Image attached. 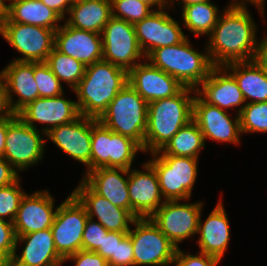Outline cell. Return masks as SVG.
Instances as JSON below:
<instances>
[{"mask_svg":"<svg viewBox=\"0 0 267 266\" xmlns=\"http://www.w3.org/2000/svg\"><path fill=\"white\" fill-rule=\"evenodd\" d=\"M152 155L148 162L157 173L164 201L189 199L198 173V159L156 152Z\"/></svg>","mask_w":267,"mask_h":266,"instance_id":"cell-7","label":"cell"},{"mask_svg":"<svg viewBox=\"0 0 267 266\" xmlns=\"http://www.w3.org/2000/svg\"><path fill=\"white\" fill-rule=\"evenodd\" d=\"M69 18L65 21L76 29L101 34L112 17L111 0H86L70 7Z\"/></svg>","mask_w":267,"mask_h":266,"instance_id":"cell-28","label":"cell"},{"mask_svg":"<svg viewBox=\"0 0 267 266\" xmlns=\"http://www.w3.org/2000/svg\"><path fill=\"white\" fill-rule=\"evenodd\" d=\"M140 1H143L147 4H149L151 7L153 6H157L159 7V9H162V8H165L167 7L168 8V4L167 2H169L168 0H140ZM165 6V7H164Z\"/></svg>","mask_w":267,"mask_h":266,"instance_id":"cell-51","label":"cell"},{"mask_svg":"<svg viewBox=\"0 0 267 266\" xmlns=\"http://www.w3.org/2000/svg\"><path fill=\"white\" fill-rule=\"evenodd\" d=\"M88 218L86 208L73 193L56 208L51 231L56 250L64 261L82 250V235Z\"/></svg>","mask_w":267,"mask_h":266,"instance_id":"cell-8","label":"cell"},{"mask_svg":"<svg viewBox=\"0 0 267 266\" xmlns=\"http://www.w3.org/2000/svg\"><path fill=\"white\" fill-rule=\"evenodd\" d=\"M92 118L80 115L76 120L52 128L46 136L63 152L84 163L91 171Z\"/></svg>","mask_w":267,"mask_h":266,"instance_id":"cell-18","label":"cell"},{"mask_svg":"<svg viewBox=\"0 0 267 266\" xmlns=\"http://www.w3.org/2000/svg\"><path fill=\"white\" fill-rule=\"evenodd\" d=\"M192 49L188 38L171 46L155 49L147 59L154 66L176 78L184 87L197 89L215 67L207 52Z\"/></svg>","mask_w":267,"mask_h":266,"instance_id":"cell-4","label":"cell"},{"mask_svg":"<svg viewBox=\"0 0 267 266\" xmlns=\"http://www.w3.org/2000/svg\"><path fill=\"white\" fill-rule=\"evenodd\" d=\"M6 0H0V28L9 19V4H5ZM9 1V0H8Z\"/></svg>","mask_w":267,"mask_h":266,"instance_id":"cell-49","label":"cell"},{"mask_svg":"<svg viewBox=\"0 0 267 266\" xmlns=\"http://www.w3.org/2000/svg\"><path fill=\"white\" fill-rule=\"evenodd\" d=\"M9 19L6 22H18L36 25L56 31V24L63 18L53 9L48 8L40 0H9Z\"/></svg>","mask_w":267,"mask_h":266,"instance_id":"cell-30","label":"cell"},{"mask_svg":"<svg viewBox=\"0 0 267 266\" xmlns=\"http://www.w3.org/2000/svg\"><path fill=\"white\" fill-rule=\"evenodd\" d=\"M142 166L145 172L128 170L131 214L135 218H150L165 201H162L163 196L156 171L149 162Z\"/></svg>","mask_w":267,"mask_h":266,"instance_id":"cell-16","label":"cell"},{"mask_svg":"<svg viewBox=\"0 0 267 266\" xmlns=\"http://www.w3.org/2000/svg\"><path fill=\"white\" fill-rule=\"evenodd\" d=\"M19 178L17 171L0 157V187L14 183Z\"/></svg>","mask_w":267,"mask_h":266,"instance_id":"cell-44","label":"cell"},{"mask_svg":"<svg viewBox=\"0 0 267 266\" xmlns=\"http://www.w3.org/2000/svg\"><path fill=\"white\" fill-rule=\"evenodd\" d=\"M71 1V4H75V3H79V2H84L86 0H70Z\"/></svg>","mask_w":267,"mask_h":266,"instance_id":"cell-53","label":"cell"},{"mask_svg":"<svg viewBox=\"0 0 267 266\" xmlns=\"http://www.w3.org/2000/svg\"><path fill=\"white\" fill-rule=\"evenodd\" d=\"M101 35L103 45L102 60L129 72L139 64L138 58H145L136 38L134 24L111 17L104 26Z\"/></svg>","mask_w":267,"mask_h":266,"instance_id":"cell-12","label":"cell"},{"mask_svg":"<svg viewBox=\"0 0 267 266\" xmlns=\"http://www.w3.org/2000/svg\"><path fill=\"white\" fill-rule=\"evenodd\" d=\"M0 74L5 80L8 100L14 114H18L38 98V88L34 79V62L12 61ZM12 92L19 96L15 103Z\"/></svg>","mask_w":267,"mask_h":266,"instance_id":"cell-26","label":"cell"},{"mask_svg":"<svg viewBox=\"0 0 267 266\" xmlns=\"http://www.w3.org/2000/svg\"><path fill=\"white\" fill-rule=\"evenodd\" d=\"M34 79L38 88V97H55L64 94L60 80L46 62H34Z\"/></svg>","mask_w":267,"mask_h":266,"instance_id":"cell-36","label":"cell"},{"mask_svg":"<svg viewBox=\"0 0 267 266\" xmlns=\"http://www.w3.org/2000/svg\"><path fill=\"white\" fill-rule=\"evenodd\" d=\"M128 71L101 60L86 66L74 89L80 115L99 119L118 92L128 84Z\"/></svg>","mask_w":267,"mask_h":266,"instance_id":"cell-2","label":"cell"},{"mask_svg":"<svg viewBox=\"0 0 267 266\" xmlns=\"http://www.w3.org/2000/svg\"><path fill=\"white\" fill-rule=\"evenodd\" d=\"M73 260L75 266H109L106 259L92 251L80 250L70 255L65 261Z\"/></svg>","mask_w":267,"mask_h":266,"instance_id":"cell-42","label":"cell"},{"mask_svg":"<svg viewBox=\"0 0 267 266\" xmlns=\"http://www.w3.org/2000/svg\"><path fill=\"white\" fill-rule=\"evenodd\" d=\"M19 241L26 246L21 255L15 251L6 266H61L65 262L56 250L51 228L16 235L15 249Z\"/></svg>","mask_w":267,"mask_h":266,"instance_id":"cell-23","label":"cell"},{"mask_svg":"<svg viewBox=\"0 0 267 266\" xmlns=\"http://www.w3.org/2000/svg\"><path fill=\"white\" fill-rule=\"evenodd\" d=\"M119 171V172H118ZM127 178L123 177L121 174ZM82 180L99 196L131 213L128 191V169L102 167L89 171Z\"/></svg>","mask_w":267,"mask_h":266,"instance_id":"cell-25","label":"cell"},{"mask_svg":"<svg viewBox=\"0 0 267 266\" xmlns=\"http://www.w3.org/2000/svg\"><path fill=\"white\" fill-rule=\"evenodd\" d=\"M194 88L184 87L173 97L148 103L144 152L161 150L165 144L193 119Z\"/></svg>","mask_w":267,"mask_h":266,"instance_id":"cell-3","label":"cell"},{"mask_svg":"<svg viewBox=\"0 0 267 266\" xmlns=\"http://www.w3.org/2000/svg\"><path fill=\"white\" fill-rule=\"evenodd\" d=\"M197 87L196 93L208 104L225 108L245 105V98L235 78L223 66H215L209 76Z\"/></svg>","mask_w":267,"mask_h":266,"instance_id":"cell-24","label":"cell"},{"mask_svg":"<svg viewBox=\"0 0 267 266\" xmlns=\"http://www.w3.org/2000/svg\"><path fill=\"white\" fill-rule=\"evenodd\" d=\"M237 0H235V2L233 4H245V2H249L251 4H253L255 7H257V9H259L260 13L264 16V6H265V1L266 0H241V2H236Z\"/></svg>","mask_w":267,"mask_h":266,"instance_id":"cell-50","label":"cell"},{"mask_svg":"<svg viewBox=\"0 0 267 266\" xmlns=\"http://www.w3.org/2000/svg\"><path fill=\"white\" fill-rule=\"evenodd\" d=\"M128 234L134 250V266L173 264L177 247L160 231L151 218H136Z\"/></svg>","mask_w":267,"mask_h":266,"instance_id":"cell-9","label":"cell"},{"mask_svg":"<svg viewBox=\"0 0 267 266\" xmlns=\"http://www.w3.org/2000/svg\"><path fill=\"white\" fill-rule=\"evenodd\" d=\"M54 47L63 54L82 62L85 66L103 58L102 35L76 29L67 23L55 31Z\"/></svg>","mask_w":267,"mask_h":266,"instance_id":"cell-21","label":"cell"},{"mask_svg":"<svg viewBox=\"0 0 267 266\" xmlns=\"http://www.w3.org/2000/svg\"><path fill=\"white\" fill-rule=\"evenodd\" d=\"M48 8L53 9L63 19H65V13H69L70 7L72 6L70 0H40Z\"/></svg>","mask_w":267,"mask_h":266,"instance_id":"cell-47","label":"cell"},{"mask_svg":"<svg viewBox=\"0 0 267 266\" xmlns=\"http://www.w3.org/2000/svg\"><path fill=\"white\" fill-rule=\"evenodd\" d=\"M165 201L150 217L160 231L178 248L186 238L198 233L203 203Z\"/></svg>","mask_w":267,"mask_h":266,"instance_id":"cell-13","label":"cell"},{"mask_svg":"<svg viewBox=\"0 0 267 266\" xmlns=\"http://www.w3.org/2000/svg\"><path fill=\"white\" fill-rule=\"evenodd\" d=\"M237 110L242 134L267 133V102L245 103Z\"/></svg>","mask_w":267,"mask_h":266,"instance_id":"cell-34","label":"cell"},{"mask_svg":"<svg viewBox=\"0 0 267 266\" xmlns=\"http://www.w3.org/2000/svg\"><path fill=\"white\" fill-rule=\"evenodd\" d=\"M37 128L26 124L17 114L8 116L3 158L21 171L36 165L43 157L45 141Z\"/></svg>","mask_w":267,"mask_h":266,"instance_id":"cell-10","label":"cell"},{"mask_svg":"<svg viewBox=\"0 0 267 266\" xmlns=\"http://www.w3.org/2000/svg\"><path fill=\"white\" fill-rule=\"evenodd\" d=\"M230 3L219 16L205 48L214 66L252 61L259 44L255 36L257 28L246 4Z\"/></svg>","mask_w":267,"mask_h":266,"instance_id":"cell-1","label":"cell"},{"mask_svg":"<svg viewBox=\"0 0 267 266\" xmlns=\"http://www.w3.org/2000/svg\"><path fill=\"white\" fill-rule=\"evenodd\" d=\"M253 61L267 76V36L259 42Z\"/></svg>","mask_w":267,"mask_h":266,"instance_id":"cell-45","label":"cell"},{"mask_svg":"<svg viewBox=\"0 0 267 266\" xmlns=\"http://www.w3.org/2000/svg\"><path fill=\"white\" fill-rule=\"evenodd\" d=\"M220 260V258L202 252L196 255L186 254L178 247L173 264L176 266H217Z\"/></svg>","mask_w":267,"mask_h":266,"instance_id":"cell-40","label":"cell"},{"mask_svg":"<svg viewBox=\"0 0 267 266\" xmlns=\"http://www.w3.org/2000/svg\"><path fill=\"white\" fill-rule=\"evenodd\" d=\"M184 26L195 35H208L218 22V8L210 1L192 4L182 9Z\"/></svg>","mask_w":267,"mask_h":266,"instance_id":"cell-32","label":"cell"},{"mask_svg":"<svg viewBox=\"0 0 267 266\" xmlns=\"http://www.w3.org/2000/svg\"><path fill=\"white\" fill-rule=\"evenodd\" d=\"M19 179L14 183L0 187V218L5 220V217L8 216L12 223L19 209L20 201L25 195L20 188Z\"/></svg>","mask_w":267,"mask_h":266,"instance_id":"cell-37","label":"cell"},{"mask_svg":"<svg viewBox=\"0 0 267 266\" xmlns=\"http://www.w3.org/2000/svg\"><path fill=\"white\" fill-rule=\"evenodd\" d=\"M11 115H14V112L12 111L8 100L5 80L0 74V119Z\"/></svg>","mask_w":267,"mask_h":266,"instance_id":"cell-46","label":"cell"},{"mask_svg":"<svg viewBox=\"0 0 267 266\" xmlns=\"http://www.w3.org/2000/svg\"><path fill=\"white\" fill-rule=\"evenodd\" d=\"M86 208L88 217L98 222L110 232L128 233L129 224L136 219L127 209L117 207L106 198L96 194L83 180L72 192Z\"/></svg>","mask_w":267,"mask_h":266,"instance_id":"cell-20","label":"cell"},{"mask_svg":"<svg viewBox=\"0 0 267 266\" xmlns=\"http://www.w3.org/2000/svg\"><path fill=\"white\" fill-rule=\"evenodd\" d=\"M128 82L147 103L173 97L184 88L176 78L150 62L134 66L128 72Z\"/></svg>","mask_w":267,"mask_h":266,"instance_id":"cell-19","label":"cell"},{"mask_svg":"<svg viewBox=\"0 0 267 266\" xmlns=\"http://www.w3.org/2000/svg\"><path fill=\"white\" fill-rule=\"evenodd\" d=\"M16 234L13 223L0 218V266H6L15 251Z\"/></svg>","mask_w":267,"mask_h":266,"instance_id":"cell-38","label":"cell"},{"mask_svg":"<svg viewBox=\"0 0 267 266\" xmlns=\"http://www.w3.org/2000/svg\"><path fill=\"white\" fill-rule=\"evenodd\" d=\"M235 78L247 103L267 102V76L254 61L231 62L223 66Z\"/></svg>","mask_w":267,"mask_h":266,"instance_id":"cell-29","label":"cell"},{"mask_svg":"<svg viewBox=\"0 0 267 266\" xmlns=\"http://www.w3.org/2000/svg\"><path fill=\"white\" fill-rule=\"evenodd\" d=\"M147 109L148 103L128 83L98 120L113 132L135 140L144 152Z\"/></svg>","mask_w":267,"mask_h":266,"instance_id":"cell-5","label":"cell"},{"mask_svg":"<svg viewBox=\"0 0 267 266\" xmlns=\"http://www.w3.org/2000/svg\"><path fill=\"white\" fill-rule=\"evenodd\" d=\"M204 136L198 125L192 120L182 127L166 144L156 151L158 155H172L198 159L204 147Z\"/></svg>","mask_w":267,"mask_h":266,"instance_id":"cell-31","label":"cell"},{"mask_svg":"<svg viewBox=\"0 0 267 266\" xmlns=\"http://www.w3.org/2000/svg\"><path fill=\"white\" fill-rule=\"evenodd\" d=\"M142 147L133 139L113 132L92 118L91 171L102 167L131 169Z\"/></svg>","mask_w":267,"mask_h":266,"instance_id":"cell-6","label":"cell"},{"mask_svg":"<svg viewBox=\"0 0 267 266\" xmlns=\"http://www.w3.org/2000/svg\"><path fill=\"white\" fill-rule=\"evenodd\" d=\"M7 129H8V116L0 119V157L4 156Z\"/></svg>","mask_w":267,"mask_h":266,"instance_id":"cell-48","label":"cell"},{"mask_svg":"<svg viewBox=\"0 0 267 266\" xmlns=\"http://www.w3.org/2000/svg\"><path fill=\"white\" fill-rule=\"evenodd\" d=\"M108 232L98 221L88 218L82 235V250L96 252Z\"/></svg>","mask_w":267,"mask_h":266,"instance_id":"cell-39","label":"cell"},{"mask_svg":"<svg viewBox=\"0 0 267 266\" xmlns=\"http://www.w3.org/2000/svg\"><path fill=\"white\" fill-rule=\"evenodd\" d=\"M193 99V121L200 128L204 139L210 138L217 142L240 143L239 115L234 120L225 110L205 102L196 91Z\"/></svg>","mask_w":267,"mask_h":266,"instance_id":"cell-15","label":"cell"},{"mask_svg":"<svg viewBox=\"0 0 267 266\" xmlns=\"http://www.w3.org/2000/svg\"><path fill=\"white\" fill-rule=\"evenodd\" d=\"M223 206L220 200L204 223L199 219L198 234L201 236L197 242L201 248L199 252L220 259L224 256L230 239L228 217Z\"/></svg>","mask_w":267,"mask_h":266,"instance_id":"cell-27","label":"cell"},{"mask_svg":"<svg viewBox=\"0 0 267 266\" xmlns=\"http://www.w3.org/2000/svg\"><path fill=\"white\" fill-rule=\"evenodd\" d=\"M63 94L55 97H38L24 107L17 115L29 126L36 128L35 122L47 123L43 128L46 135L52 128L67 124L80 116L76 101L66 100Z\"/></svg>","mask_w":267,"mask_h":266,"instance_id":"cell-17","label":"cell"},{"mask_svg":"<svg viewBox=\"0 0 267 266\" xmlns=\"http://www.w3.org/2000/svg\"><path fill=\"white\" fill-rule=\"evenodd\" d=\"M140 0H111L112 17L135 24L147 17L154 10Z\"/></svg>","mask_w":267,"mask_h":266,"instance_id":"cell-35","label":"cell"},{"mask_svg":"<svg viewBox=\"0 0 267 266\" xmlns=\"http://www.w3.org/2000/svg\"><path fill=\"white\" fill-rule=\"evenodd\" d=\"M163 9L153 11L134 24L139 47L146 58L155 49L179 44L187 38L179 23Z\"/></svg>","mask_w":267,"mask_h":266,"instance_id":"cell-14","label":"cell"},{"mask_svg":"<svg viewBox=\"0 0 267 266\" xmlns=\"http://www.w3.org/2000/svg\"><path fill=\"white\" fill-rule=\"evenodd\" d=\"M46 63L60 82L68 83L72 90L78 86L85 74L86 66L82 62L61 53L55 47L48 55Z\"/></svg>","mask_w":267,"mask_h":266,"instance_id":"cell-33","label":"cell"},{"mask_svg":"<svg viewBox=\"0 0 267 266\" xmlns=\"http://www.w3.org/2000/svg\"><path fill=\"white\" fill-rule=\"evenodd\" d=\"M107 262L109 266H134V250L129 234L122 241H117L116 257H111Z\"/></svg>","mask_w":267,"mask_h":266,"instance_id":"cell-41","label":"cell"},{"mask_svg":"<svg viewBox=\"0 0 267 266\" xmlns=\"http://www.w3.org/2000/svg\"><path fill=\"white\" fill-rule=\"evenodd\" d=\"M0 35L23 54L13 61L46 62L55 45V31L36 25L5 22L0 28Z\"/></svg>","mask_w":267,"mask_h":266,"instance_id":"cell-11","label":"cell"},{"mask_svg":"<svg viewBox=\"0 0 267 266\" xmlns=\"http://www.w3.org/2000/svg\"><path fill=\"white\" fill-rule=\"evenodd\" d=\"M54 200L49 191H36L22 197L19 209L13 222L16 235L50 229L56 214Z\"/></svg>","mask_w":267,"mask_h":266,"instance_id":"cell-22","label":"cell"},{"mask_svg":"<svg viewBox=\"0 0 267 266\" xmlns=\"http://www.w3.org/2000/svg\"><path fill=\"white\" fill-rule=\"evenodd\" d=\"M128 233H122V232H108L107 236H104V239L102 241V247H100L96 253L101 255L104 259L107 261L111 257H116V249H117V241H122V239L127 235Z\"/></svg>","mask_w":267,"mask_h":266,"instance_id":"cell-43","label":"cell"},{"mask_svg":"<svg viewBox=\"0 0 267 266\" xmlns=\"http://www.w3.org/2000/svg\"><path fill=\"white\" fill-rule=\"evenodd\" d=\"M174 0L170 1V4H174L173 2ZM206 1H210V0H181V2H183V7L192 5V4H197V3H202V2H206Z\"/></svg>","mask_w":267,"mask_h":266,"instance_id":"cell-52","label":"cell"}]
</instances>
